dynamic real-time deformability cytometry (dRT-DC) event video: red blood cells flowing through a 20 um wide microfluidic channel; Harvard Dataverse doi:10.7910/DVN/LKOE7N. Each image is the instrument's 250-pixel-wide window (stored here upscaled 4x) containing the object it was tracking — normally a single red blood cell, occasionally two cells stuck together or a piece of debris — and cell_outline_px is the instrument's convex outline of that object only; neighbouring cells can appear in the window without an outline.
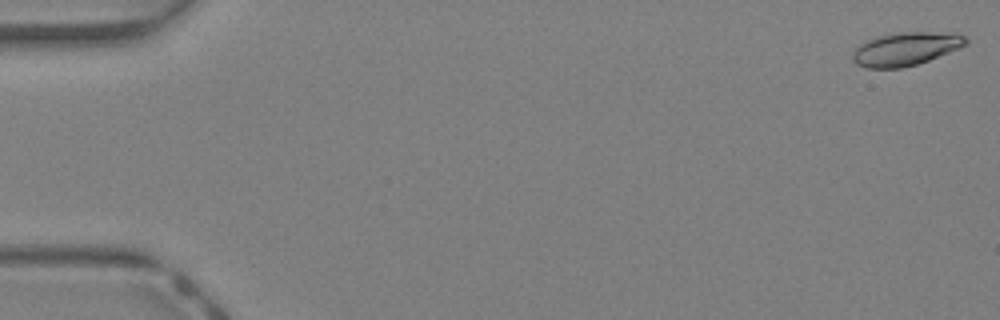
{"species": "Egyptian fruit bat (a non-hibernating species)", "species_latin": "Rousettus aegyptiacus", "temperature_condition": "warm", "stored_images_in_passage": 44, "camera_frame_rate_fps": 3000, "um_per_image_px": 0.085, "animal": {"sex": "female"}, "frame": {"image": 1, "passage_image": 1, "time_ms": 0.0, "image_size_px": [1000, 320], "cell_outline_px": [[968, 44], [928, 60], [916, 64], [900, 68], [868, 68], [856, 64], [852, 60], [852, 52], [860, 44], [876, 36], [892, 32], [956, 32], [964, 36], [968, 40]], "centroid_in_image_um": [76.97, 4.13], "position_along_channel_um": 8.0, "area_um2": 22.08}}
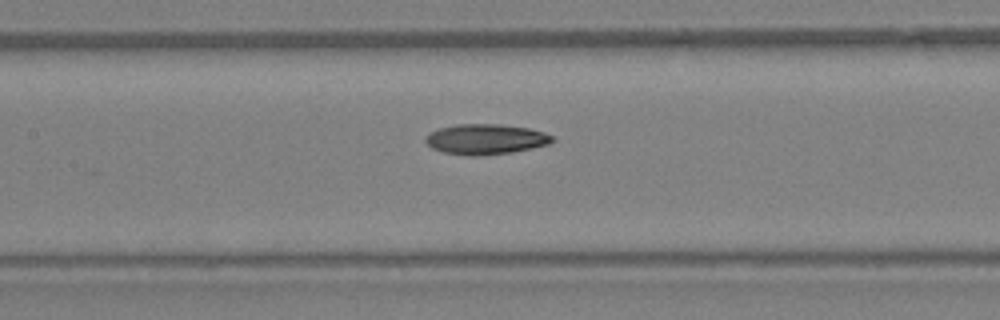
{"frame": {"image": 2, "passage_image": 21, "time_ms": 6.667, "image_size_px": [1000, 320], "cell_outline_px": [[556, 140], [548, 144], [532, 148], [512, 152], [476, 156], [468, 156], [444, 152], [432, 148], [424, 140], [428, 132], [440, 128], [456, 124], [500, 124], [528, 128], [544, 132], [552, 136]], "centroid_in_image_um": [41.27, 11.83], "position_along_channel_um": 166.1, "area_um2": 22.43}}
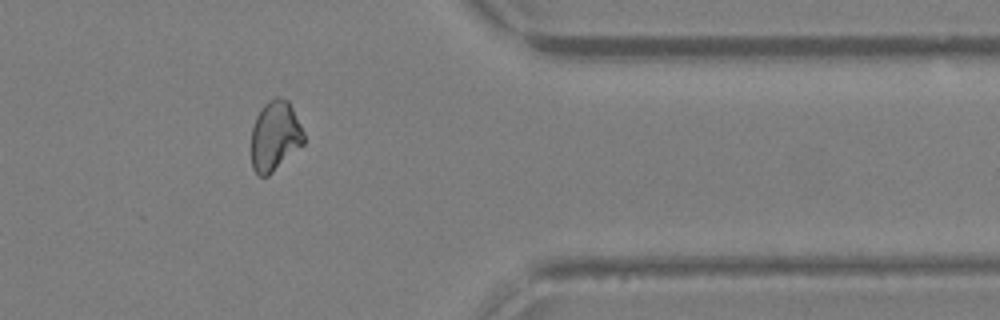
{"frame": {"image": 3, "passage_image": 36, "time_ms": 11.667, "image_size_px": [1000, 320], "cell_outline_px": [[304, 144], [268, 176], [260, 176], [252, 168], [252, 128], [256, 116], [260, 108], [268, 100], [276, 96], [288, 100], [304, 132]], "centroid_in_image_um": [23.37, 11.54], "position_along_channel_um": 388.0, "area_um2": 21.39}, "authors_computed_cell_mechanics": {"area_um2": 21.7906, "velocity_mm_per_s": 4.7697, "shape_relaxation_time_tau1_ms": 6.4118, "shape_relaxation_time_tau2_ms": null, "deformation_change_tau1": 0.175, "deformation_change_tau2": null}}